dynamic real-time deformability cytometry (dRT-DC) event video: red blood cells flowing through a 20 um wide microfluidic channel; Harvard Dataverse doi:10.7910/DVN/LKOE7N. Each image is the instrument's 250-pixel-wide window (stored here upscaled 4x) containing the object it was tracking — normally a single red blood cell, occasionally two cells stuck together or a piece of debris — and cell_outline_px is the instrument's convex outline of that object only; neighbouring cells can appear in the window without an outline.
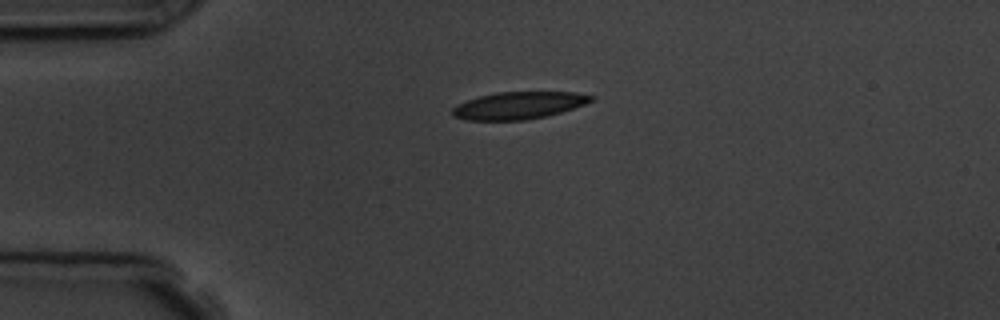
{"species": "common noctule bat (a hibernating species)", "species_latin": "Nyctalus noctula", "temperature_condition": "room temperature", "stored_images_in_passage": 2, "camera_frame_rate_fps": 3000, "um_per_image_px": 0.085, "animal": {"sex": "male", "body_mass_g": 19.5, "forearm_length_mm": 54.6}, "frame": {"image": 1, "passage_image": 1, "time_ms": 0.0, "image_size_px": [1000, 320], "cell_outline_px": [[596, 100], [548, 116], [524, 120], [468, 120], [452, 116], [452, 108], [456, 104], [480, 96], [496, 92], [576, 92], [596, 96]], "centroid_in_image_um": [44.1, 8.96], "position_along_channel_um": 40.9, "area_um2": 22.08}}